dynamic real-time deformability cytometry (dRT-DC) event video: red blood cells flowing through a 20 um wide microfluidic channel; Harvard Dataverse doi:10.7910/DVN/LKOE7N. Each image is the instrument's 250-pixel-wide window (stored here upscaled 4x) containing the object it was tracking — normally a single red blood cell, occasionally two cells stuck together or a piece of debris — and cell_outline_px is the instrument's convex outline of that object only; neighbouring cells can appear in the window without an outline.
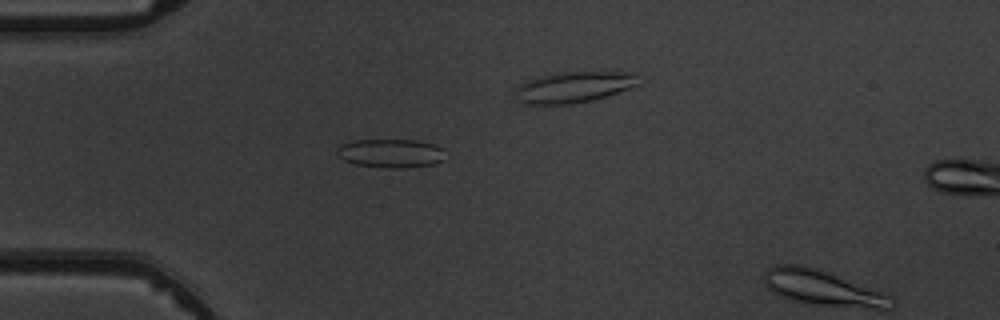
{"species": "common noctule bat (a hibernating species)", "species_latin": "Nyctalus noctula", "temperature_condition": "warm", "stored_images_in_passage": 2, "camera_frame_rate_fps": 3000, "um_per_image_px": 0.085, "animal": {"sex": "male", "body_mass_g": 19.5, "forearm_length_mm": 54.6}, "frame": {"image": 1, "passage_image": 1, "time_ms": 0.0, "image_size_px": [1000, 320], "cell_outline_px": [[444, 160], [436, 164], [408, 168], [384, 168], [356, 164], [344, 160], [336, 152], [336, 148], [340, 144], [352, 140], [416, 140], [436, 144], [444, 148]], "centroid_in_image_um": [33.25, 13.03], "position_along_channel_um": 51.7, "area_um2": 18.5}}